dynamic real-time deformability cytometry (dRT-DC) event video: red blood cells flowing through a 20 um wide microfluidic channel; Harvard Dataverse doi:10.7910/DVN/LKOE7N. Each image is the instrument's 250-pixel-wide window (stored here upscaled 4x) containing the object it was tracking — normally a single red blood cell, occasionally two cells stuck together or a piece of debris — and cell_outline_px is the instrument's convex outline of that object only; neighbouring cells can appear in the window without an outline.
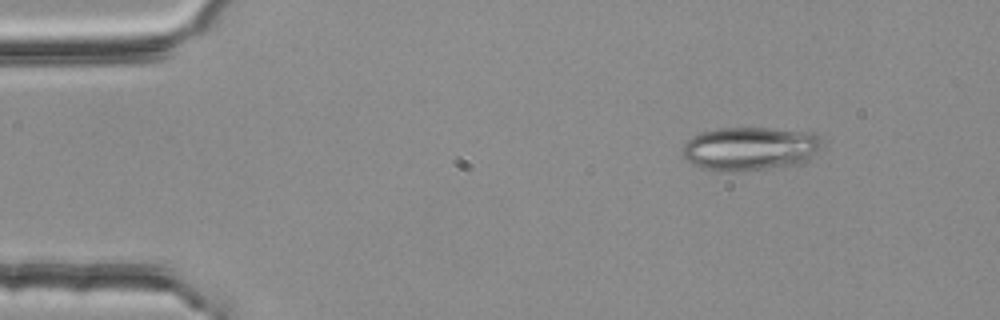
{"species": "common noctule bat (a hibernating species)", "species_latin": "Nyctalus noctula", "temperature_condition": "room temperature", "stored_images_in_passage": 48, "camera_frame_rate_fps": 3000, "um_per_image_px": 0.085, "animal": {"sex": "female", "body_mass_g": 25.1}, "frame": {"image": 1, "passage_image": 1, "time_ms": 0.0, "image_size_px": [1000, 320], "cell_outline_px": [[824, 140], [820, 148], [808, 160], [800, 164], [784, 168], [704, 168], [692, 164], [684, 156], [684, 144], [692, 136], [704, 132], [720, 128], [772, 128], [816, 132]], "centroid_in_image_um": [63.89, 12.58], "position_along_channel_um": 21.1, "area_um2": 34.8}}
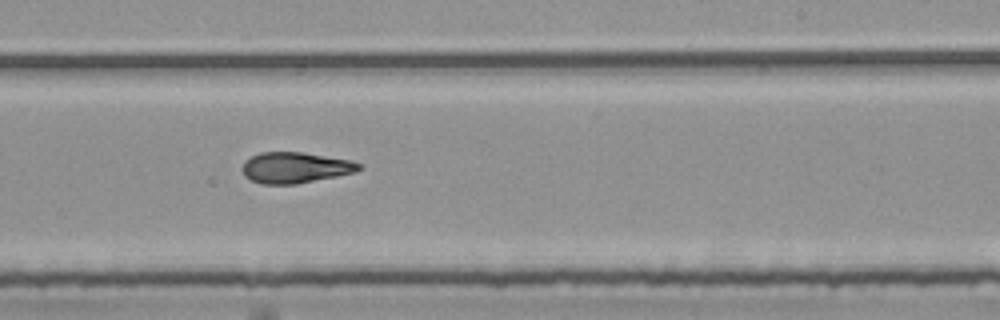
{"frame": {"image": 2, "passage_image": 27, "time_ms": 8.667, "image_size_px": [1000, 320], "cell_outline_px": [[364, 168], [356, 172], [296, 184], [260, 184], [244, 176], [240, 168], [244, 160], [260, 152], [304, 152], [348, 160], [364, 164]], "centroid_in_image_um": [25.08, 14.24], "position_along_channel_um": 263.9, "area_um2": 21.21}}
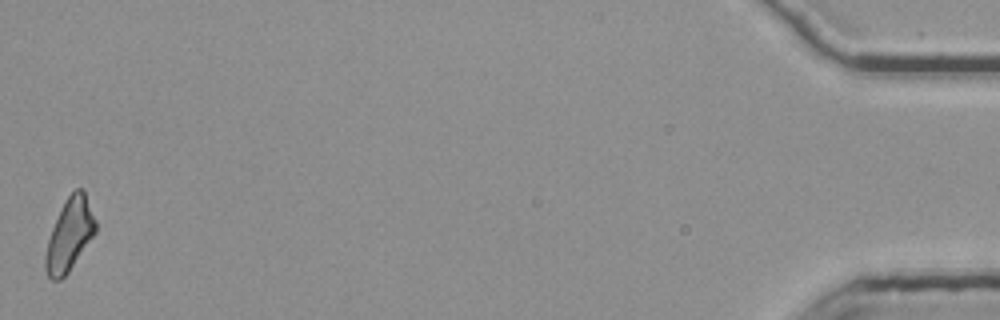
{"frame": {"image": 3, "passage_image": 48, "time_ms": 15.667, "image_size_px": [1000, 320], "cell_outline_px": [[96, 232], [68, 272], [60, 280], [52, 280], [48, 276], [44, 268], [44, 256], [48, 240], [52, 228], [68, 196], [76, 188], [84, 188], [96, 220]], "centroid_in_image_um": [5.92, 19.96], "position_along_channel_um": 429.3, "area_um2": 20.92}, "authors_computed_cell_mechanics": {"area_um2": 21.1548, "velocity_mm_per_s": 3.7798, "shape_relaxation_time_tau1_ms": null, "shape_relaxation_time_tau2_ms": 3.5475, "deformation_change_tau1": null, "deformation_change_tau2": 0.1178}}